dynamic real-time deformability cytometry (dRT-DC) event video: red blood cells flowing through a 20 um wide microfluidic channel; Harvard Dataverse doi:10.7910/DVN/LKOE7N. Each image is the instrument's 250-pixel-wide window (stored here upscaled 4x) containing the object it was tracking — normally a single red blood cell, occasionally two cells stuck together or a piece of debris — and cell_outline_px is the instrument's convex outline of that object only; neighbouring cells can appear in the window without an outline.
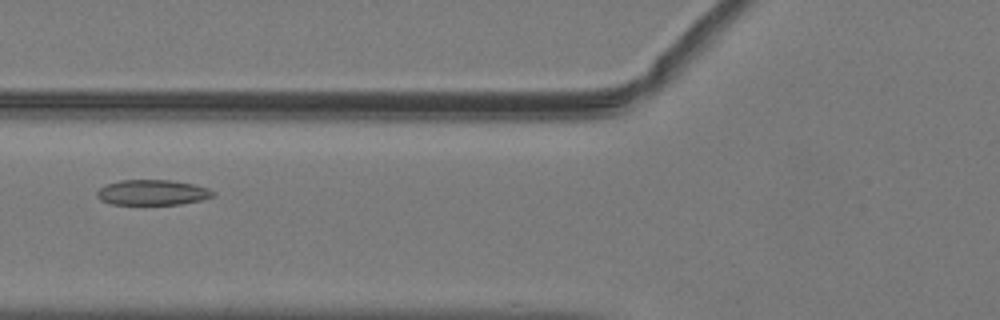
{"species": "common noctule bat (a hibernating species)", "species_latin": "Nyctalus noctula", "temperature_condition": "warm", "stored_images_in_passage": 51, "camera_frame_rate_fps": 3000, "um_per_image_px": 0.085, "animal": {"sex": "male", "body_mass_g": 19.2, "forearm_length_mm": 51.8}, "frame": {"image": 1, "passage_image": 22, "time_ms": 7.0, "image_size_px": [1000, 320], "cell_outline_px": [[216, 196], [200, 200], [180, 204], [112, 204], [100, 200], [96, 196], [96, 192], [104, 184], [120, 180], [172, 180], [196, 184], [208, 188], [216, 192]], "centroid_in_image_um": [12.97, 16.35], "position_along_channel_um": 112.8, "area_um2": 17.34}}
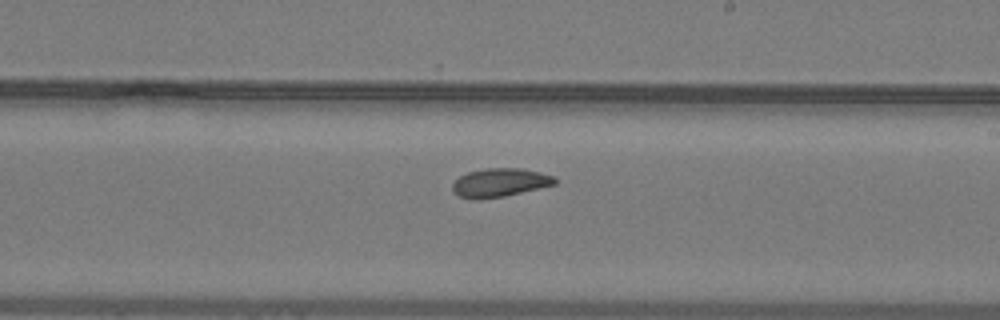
{"frame": {"image": 2, "passage_image": 32, "time_ms": 10.333, "image_size_px": [1000, 320], "cell_outline_px": [[556, 184], [504, 196], [476, 200], [460, 196], [452, 192], [452, 184], [460, 176], [468, 172], [488, 168], [520, 168], [540, 172], [552, 176], [556, 180]], "centroid_in_image_um": [42.45, 15.52], "position_along_channel_um": 246.5, "area_um2": 16.88}}
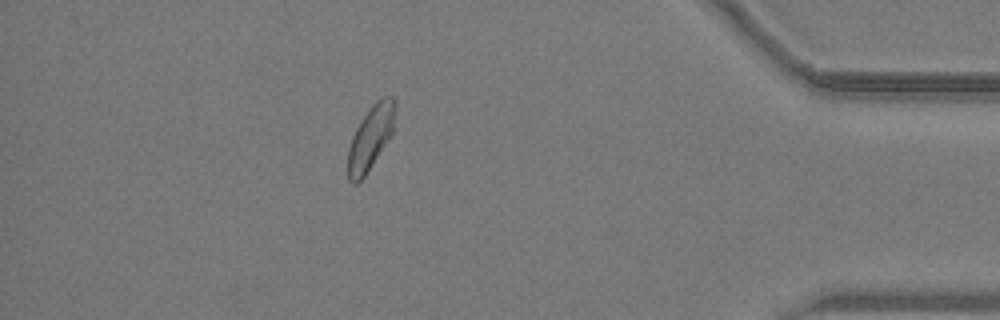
{"frame": {"image": 3, "passage_image": 47, "time_ms": 15.333, "image_size_px": [1000, 320], "cell_outline_px": [[396, 108], [392, 136], [364, 176], [356, 184], [352, 184], [348, 180], [348, 148], [352, 136], [356, 128], [372, 104], [376, 100], [384, 96], [392, 96], [396, 100]], "centroid_in_image_um": [31.52, 11.68], "position_along_channel_um": 403.7, "area_um2": 17.74}}